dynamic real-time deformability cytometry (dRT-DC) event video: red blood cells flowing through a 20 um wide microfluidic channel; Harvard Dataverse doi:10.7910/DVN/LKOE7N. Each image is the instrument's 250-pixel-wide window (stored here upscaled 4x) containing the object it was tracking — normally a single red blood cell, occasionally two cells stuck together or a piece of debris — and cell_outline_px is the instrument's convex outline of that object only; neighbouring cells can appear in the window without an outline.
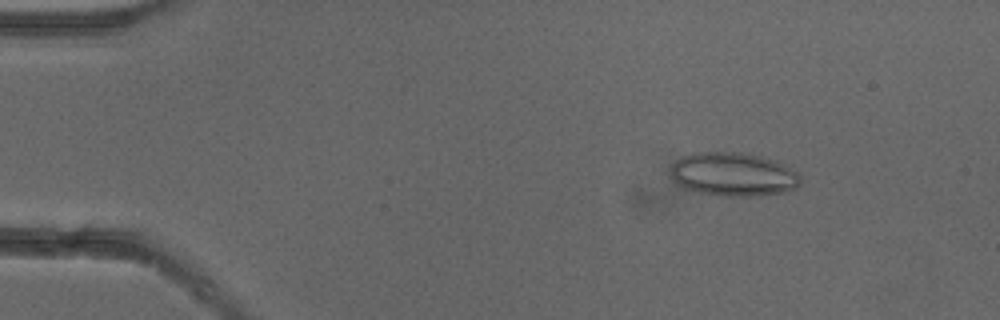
{"species": "common noctule bat (a hibernating species)", "species_latin": "Nyctalus noctula", "temperature_condition": "cold", "stored_images_in_passage": 10, "camera_frame_rate_fps": 3000, "um_per_image_px": 0.085, "animal": {"sex": "female"}, "frame": {"image": 1, "passage_image": 8, "time_ms": 2.333, "image_size_px": [1000, 320], "cell_outline_px": [[800, 184], [796, 188], [784, 192], [760, 196], [720, 196], [700, 192], [684, 188], [672, 180], [672, 164], [680, 156], [692, 152], [740, 152], [776, 160], [796, 172], [800, 176]], "centroid_in_image_um": [62.32, 14.82], "position_along_channel_um": 22.7, "area_um2": 33.18}}